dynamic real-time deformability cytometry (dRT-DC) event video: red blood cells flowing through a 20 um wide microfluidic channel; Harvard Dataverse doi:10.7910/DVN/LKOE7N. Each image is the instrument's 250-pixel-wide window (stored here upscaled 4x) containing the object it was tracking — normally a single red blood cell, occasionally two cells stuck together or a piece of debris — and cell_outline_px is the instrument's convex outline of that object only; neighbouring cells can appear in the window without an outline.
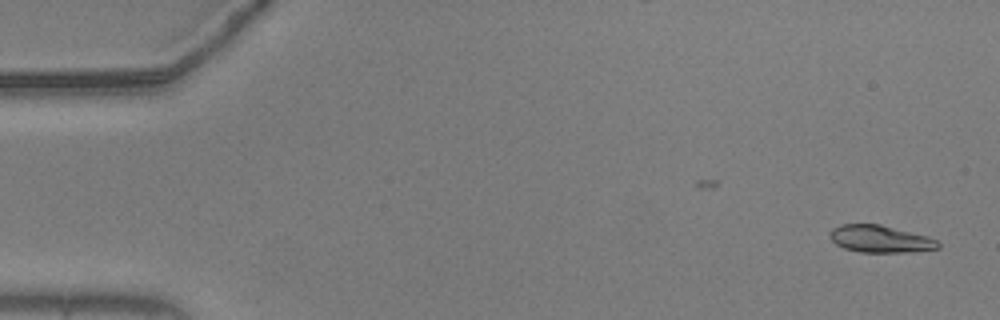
{"species": "common noctule bat (a hibernating species)", "species_latin": "Nyctalus noctula", "temperature_condition": "warm", "stored_images_in_passage": 9, "camera_frame_rate_fps": 3000, "um_per_image_px": 0.085, "animal": {"sex": "male", "body_mass_g": 20.5, "forearm_length_mm": 52.5}, "frame": {"image": 1, "passage_image": 2, "time_ms": 0.333, "image_size_px": [1000, 320], "cell_outline_px": [[940, 248], [908, 252], [860, 252], [844, 248], [836, 244], [832, 240], [832, 228], [840, 224], [880, 224], [928, 236], [936, 240], [940, 244]], "centroid_in_image_um": [74.84, 20.31], "position_along_channel_um": 10.2, "area_um2": 16.99}}